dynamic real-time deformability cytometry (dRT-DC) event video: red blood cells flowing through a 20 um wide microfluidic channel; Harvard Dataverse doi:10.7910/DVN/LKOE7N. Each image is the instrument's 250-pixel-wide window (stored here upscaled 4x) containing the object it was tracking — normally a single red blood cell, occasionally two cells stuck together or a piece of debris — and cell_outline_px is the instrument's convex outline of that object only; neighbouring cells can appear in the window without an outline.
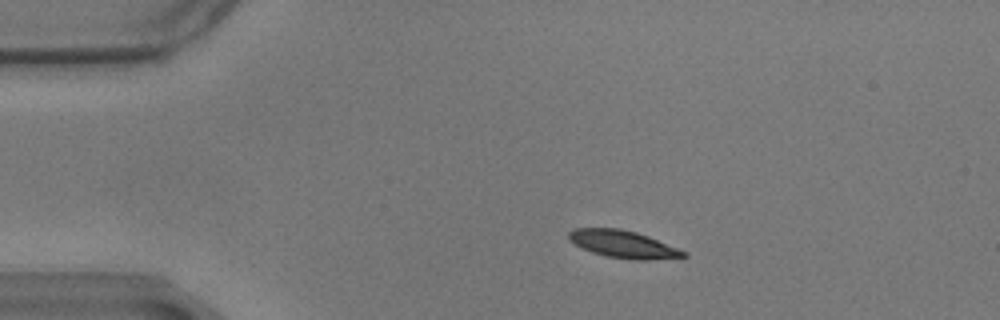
{"species": "common noctule bat (a hibernating species)", "species_latin": "Nyctalus noctula", "temperature_condition": "warm", "stored_images_in_passage": 48, "camera_frame_rate_fps": 3000, "um_per_image_px": 0.085, "animal": {"sex": "male", "body_mass_g": 17.9}, "frame": {"image": 1, "passage_image": 1, "time_ms": 0.0, "image_size_px": [1000, 320], "cell_outline_px": [[688, 256], [648, 260], [632, 260], [608, 256], [592, 252], [568, 240], [568, 232], [572, 228], [620, 228], [636, 232], [648, 236], [688, 252]], "centroid_in_image_um": [52.97, 20.75], "position_along_channel_um": 32.0, "area_um2": 18.26}}
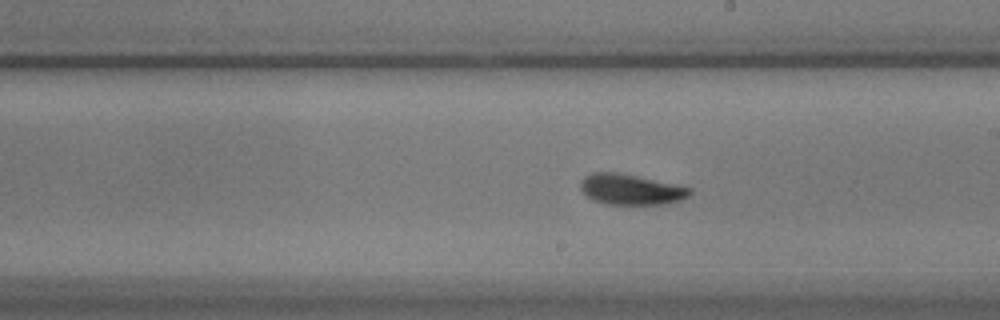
{"frame": {"image": 2, "passage_image": 23, "time_ms": 7.333, "image_size_px": [1000, 320], "cell_outline_px": [[692, 192], [688, 196], [680, 200], [668, 204], [608, 204], [592, 200], [580, 188], [580, 180], [584, 176], [592, 172], [616, 172], [636, 176], [692, 188]], "centroid_in_image_um": [53.6, 16.1], "position_along_channel_um": 235.4, "area_um2": 19.36}}
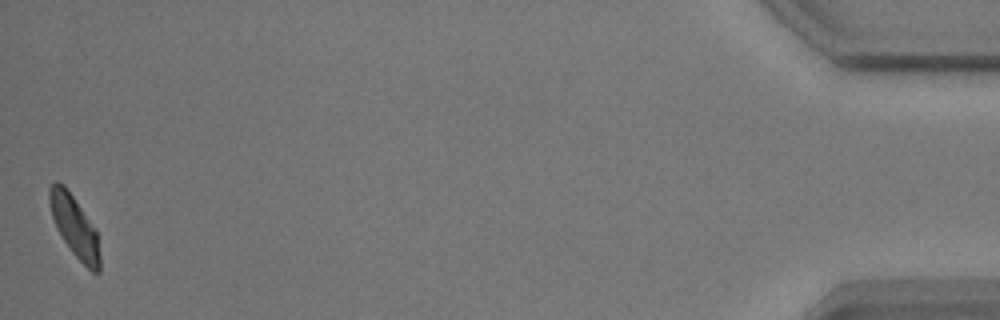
{"frame": {"image": 3, "passage_image": 48, "time_ms": 15.667, "image_size_px": [1000, 320], "cell_outline_px": [[100, 272], [92, 272], [72, 252], [56, 228], [52, 216], [48, 200], [48, 188], [56, 180], [64, 184], [96, 228], [100, 256]], "centroid_in_image_um": [6.33, 19.21], "position_along_channel_um": 428.9, "area_um2": 17.98}, "authors_computed_cell_mechanics": {"area_um2": 18.6983, "velocity_mm_per_s": 3.4322, "shape_relaxation_time_tau1_ms": 3.229, "shape_relaxation_time_tau2_ms": 3.4217, "deformation_change_tau1": 0.1341, "deformation_change_tau2": 0.097}}